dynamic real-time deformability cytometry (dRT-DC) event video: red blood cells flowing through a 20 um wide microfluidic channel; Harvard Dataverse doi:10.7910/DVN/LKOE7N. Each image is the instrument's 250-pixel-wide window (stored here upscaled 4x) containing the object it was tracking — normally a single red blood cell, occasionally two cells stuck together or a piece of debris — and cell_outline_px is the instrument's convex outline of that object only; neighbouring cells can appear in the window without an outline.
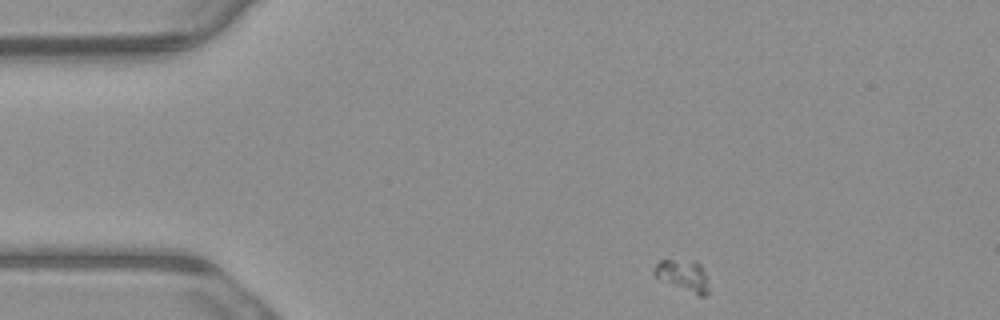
{"species": "common noctule bat (a hibernating species)", "species_latin": "Nyctalus noctula", "temperature_condition": "warm", "stored_images_in_passage": 2, "camera_frame_rate_fps": 3000, "um_per_image_px": 0.085, "animal": {"sex": "male", "body_mass_g": 23.1, "forearm_length_mm": 52.7}, "frame": {"image": 1, "passage_image": 1, "time_ms": 0.0, "image_size_px": [1000, 320], "cell_outline_px": [[708, 292], [704, 296], [700, 296], [656, 280], [652, 272], [652, 268], [660, 260], [696, 260], [700, 264], [704, 272], [708, 288]], "centroid_in_image_um": [57.98, 23.42], "position_along_channel_um": 27.0, "area_um2": 10.29}}